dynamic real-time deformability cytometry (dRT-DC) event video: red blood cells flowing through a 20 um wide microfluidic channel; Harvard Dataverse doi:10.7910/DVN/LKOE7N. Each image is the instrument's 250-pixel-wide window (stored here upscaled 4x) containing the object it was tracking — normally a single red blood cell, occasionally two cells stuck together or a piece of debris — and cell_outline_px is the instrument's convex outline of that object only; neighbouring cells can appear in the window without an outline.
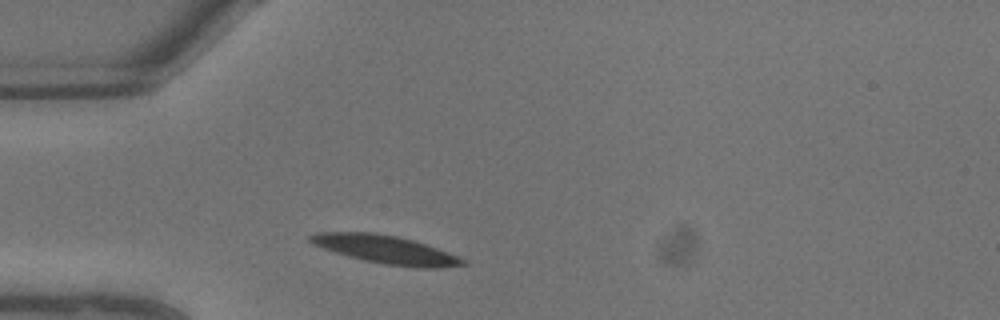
{"species": "common noctule bat (a hibernating species)", "species_latin": "Nyctalus noctula", "temperature_condition": "warm", "stored_images_in_passage": 4, "camera_frame_rate_fps": 3000, "um_per_image_px": 0.085, "animal": {"sex": "male", "body_mass_g": 13.3}, "frame": {"image": 1, "passage_image": 1, "time_ms": 0.0, "image_size_px": [1000, 320], "cell_outline_px": [[468, 264], [440, 268], [416, 268], [384, 264], [364, 260], [348, 256], [312, 244], [308, 240], [308, 236], [316, 232], [376, 232], [396, 236], [412, 240], [448, 252], [464, 260]], "centroid_in_image_um": [32.76, 21.21], "position_along_channel_um": 52.2, "area_um2": 24.91}}
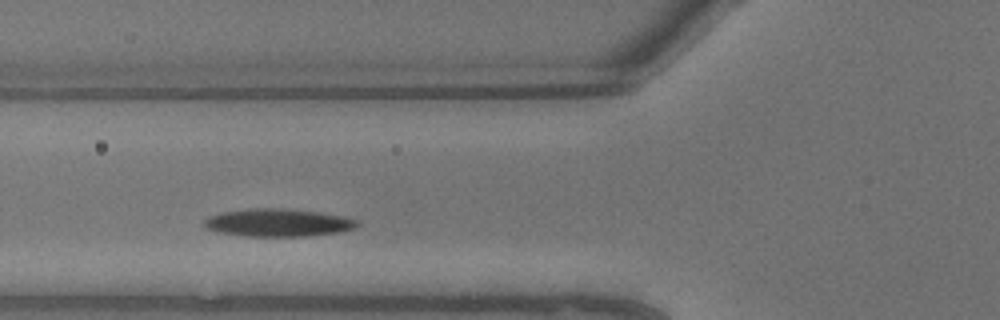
{"frame": {"image": 2, "passage_image": 3, "time_ms": 0.667, "image_size_px": [1000, 320], "cell_outline_px": [[360, 224], [356, 228], [336, 232], [312, 236], [248, 236], [220, 232], [204, 228], [204, 220], [208, 216], [220, 212], [248, 208], [284, 208], [320, 212], [344, 216], [356, 220]], "centroid_in_image_um": [23.62, 18.91], "position_along_channel_um": 102.2, "area_um2": 24.91}}
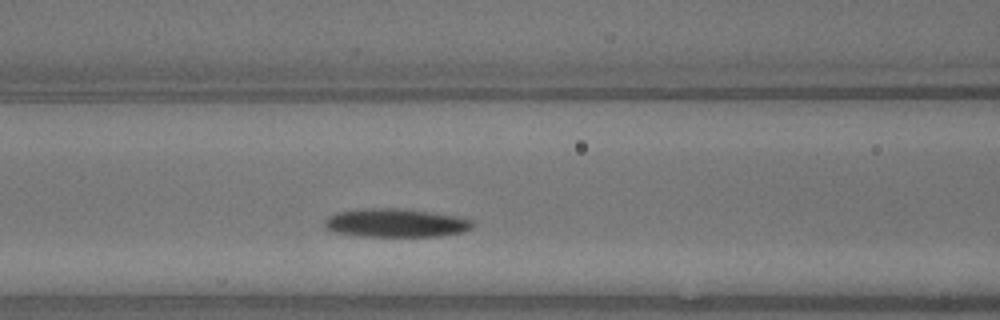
{"frame": {"image": 3, "passage_image": 4, "time_ms": 1.0, "image_size_px": [1000, 320], "cell_outline_px": [[472, 228], [464, 232], [440, 236], [360, 236], [336, 232], [324, 228], [324, 220], [328, 216], [336, 212], [368, 208], [396, 208], [468, 216], [472, 220]], "centroid_in_image_um": [33.7, 18.94], "position_along_channel_um": 132.9, "area_um2": 24.91}}